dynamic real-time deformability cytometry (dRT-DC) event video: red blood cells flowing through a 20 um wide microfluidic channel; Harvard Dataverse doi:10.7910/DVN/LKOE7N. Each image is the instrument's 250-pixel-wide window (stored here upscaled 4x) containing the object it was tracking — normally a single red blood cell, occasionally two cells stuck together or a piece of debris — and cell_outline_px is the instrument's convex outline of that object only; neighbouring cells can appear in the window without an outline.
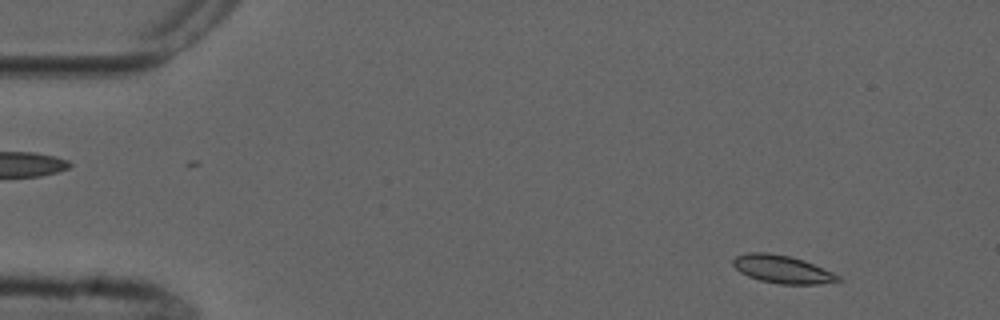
{"species": "common noctule bat (a hibernating species)", "species_latin": "Nyctalus noctula", "temperature_condition": "cold", "stored_images_in_passage": 4, "camera_frame_rate_fps": 3000, "um_per_image_px": 0.085, "animal": {"sex": "male", "forearm_length_mm": 52.5}, "frame": {"image": 1, "passage_image": 1, "time_ms": 0.0, "image_size_px": [1000, 320], "cell_outline_px": [[844, 280], [820, 284], [780, 284], [760, 280], [748, 276], [740, 272], [732, 264], [732, 260], [736, 256], [748, 252], [768, 252], [788, 256], [804, 260], [832, 272], [840, 276]], "centroid_in_image_um": [66.49, 22.89], "position_along_channel_um": 18.5, "area_um2": 17.05}}
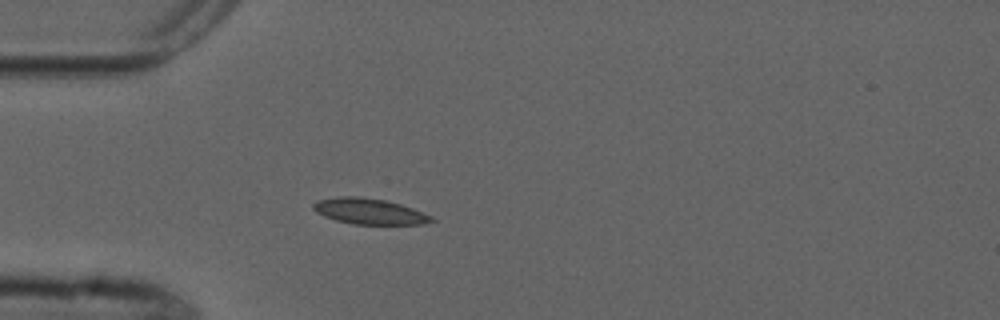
{"frame": {"image": 2, "passage_image": 4, "time_ms": 3.333, "image_size_px": [1000, 320], "cell_outline_px": [[436, 220], [424, 224], [352, 224], [336, 220], [324, 216], [316, 212], [312, 208], [312, 204], [320, 200], [336, 196], [356, 196], [384, 200], [400, 204], [412, 208], [432, 216]], "centroid_in_image_um": [31.38, 17.96], "position_along_channel_um": 53.6, "area_um2": 17.69}}